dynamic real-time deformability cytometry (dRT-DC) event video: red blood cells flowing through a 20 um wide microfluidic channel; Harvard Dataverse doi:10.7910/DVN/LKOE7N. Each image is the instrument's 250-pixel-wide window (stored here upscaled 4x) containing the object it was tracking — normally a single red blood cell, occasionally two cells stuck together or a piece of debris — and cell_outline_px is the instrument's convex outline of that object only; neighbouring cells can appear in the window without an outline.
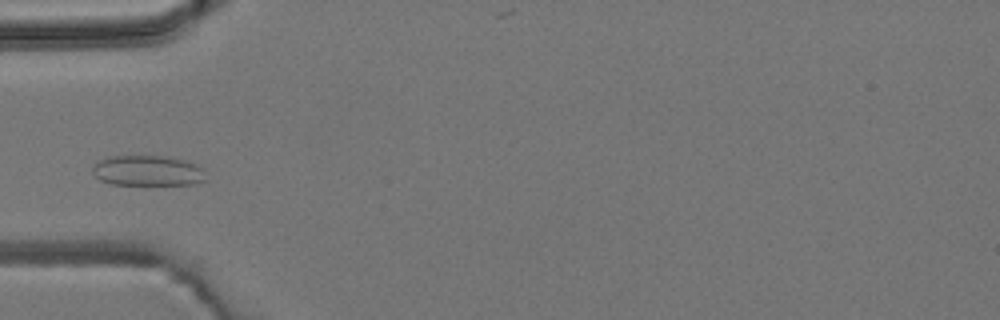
{"species": "common noctule bat (a hibernating species)", "species_latin": "Nyctalus noctula", "temperature_condition": "room temperature", "stored_images_in_passage": 4, "camera_frame_rate_fps": 3000, "um_per_image_px": 0.085, "animal": {"sex": "male", "body_mass_g": 19.2, "forearm_length_mm": 51.8}, "frame": {"image": 1, "passage_image": 2, "time_ms": 1.333, "image_size_px": [1000, 320], "cell_outline_px": [[204, 180], [196, 184], [112, 184], [100, 180], [92, 172], [92, 168], [100, 160], [108, 156], [160, 156], [184, 160], [204, 168]], "centroid_in_image_um": [12.54, 14.51], "position_along_channel_um": 72.5, "area_um2": 19.83}}